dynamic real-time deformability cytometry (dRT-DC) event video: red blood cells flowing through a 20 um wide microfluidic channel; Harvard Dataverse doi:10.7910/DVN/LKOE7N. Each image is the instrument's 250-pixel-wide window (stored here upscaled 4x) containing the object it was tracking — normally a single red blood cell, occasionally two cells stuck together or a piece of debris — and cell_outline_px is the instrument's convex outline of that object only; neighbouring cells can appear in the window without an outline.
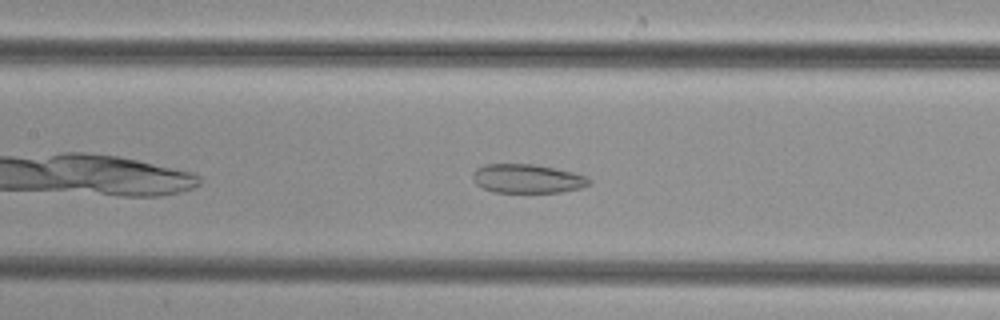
{"species": "common noctule bat (a hibernating species)", "species_latin": "Nyctalus noctula", "temperature_condition": "cold", "stored_images_in_passage": 37, "camera_frame_rate_fps": 3000, "um_per_image_px": 0.085, "animal": {"sex": "female", "body_mass_g": 29.2, "forearm_length_mm": 56.3}, "frame": {"image": 1, "passage_image": 10, "time_ms": 3.0, "image_size_px": [1000, 320], "cell_outline_px": [[592, 184], [580, 188], [564, 192], [492, 192], [476, 184], [472, 176], [472, 172], [476, 168], [484, 164], [536, 164], [556, 168], [572, 172], [584, 176], [592, 180]], "centroid_in_image_um": [44.82, 15.18], "position_along_channel_um": 162.6, "area_um2": 19.77}}
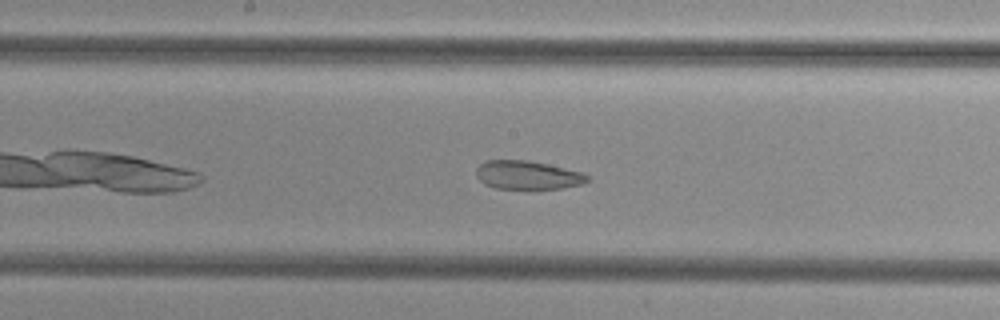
{"frame": {"image": 2, "passage_image": 13, "time_ms": 4.0, "image_size_px": [1000, 320], "cell_outline_px": [[588, 180], [584, 184], [560, 188], [496, 188], [484, 184], [476, 176], [476, 168], [480, 164], [488, 160], [528, 160], [548, 164], [584, 172], [588, 176]], "centroid_in_image_um": [44.86, 14.87], "position_along_channel_um": 203.3, "area_um2": 18.44}}
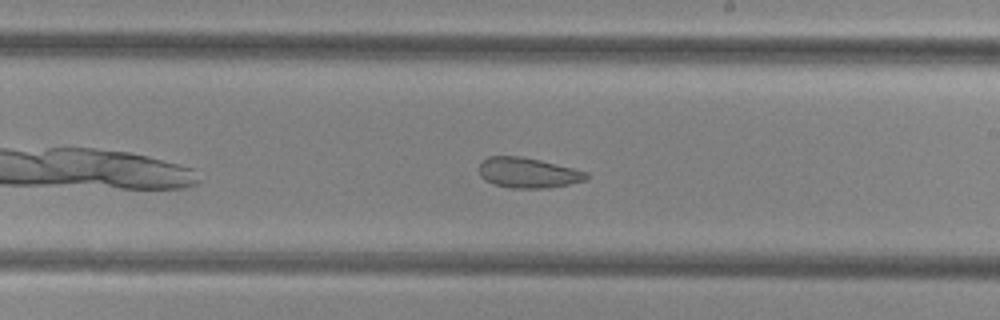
{"frame": {"image": 3, "passage_image": 16, "time_ms": 5.0, "image_size_px": [1000, 320], "cell_outline_px": [[588, 180], [548, 188], [508, 188], [484, 180], [480, 176], [480, 164], [488, 156], [520, 156], [540, 160], [588, 172]], "centroid_in_image_um": [44.89, 14.69], "position_along_channel_um": 244.1, "area_um2": 18.84}}